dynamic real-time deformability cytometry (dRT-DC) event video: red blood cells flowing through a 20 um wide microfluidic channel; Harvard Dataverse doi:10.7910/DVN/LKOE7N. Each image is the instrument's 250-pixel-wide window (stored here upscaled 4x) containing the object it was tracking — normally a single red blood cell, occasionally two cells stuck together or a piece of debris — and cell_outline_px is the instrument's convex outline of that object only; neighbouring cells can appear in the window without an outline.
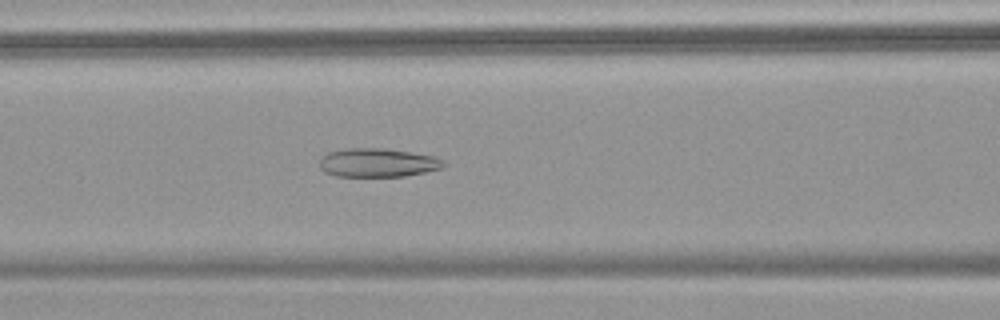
{"species": "common noctule bat (a hibernating species)", "species_latin": "Nyctalus noctula", "temperature_condition": "warm", "stored_images_in_passage": 54, "camera_frame_rate_fps": 3000, "um_per_image_px": 0.085, "animal": {"sex": "female", "body_mass_g": 18.4}, "frame": {"image": 1, "passage_image": 24, "time_ms": 7.667, "image_size_px": [1000, 320], "cell_outline_px": [[448, 164], [440, 168], [424, 172], [404, 176], [336, 176], [324, 172], [320, 168], [320, 160], [328, 152], [344, 148], [384, 148], [432, 156], [444, 160]], "centroid_in_image_um": [32.08, 13.82], "position_along_channel_um": 134.5, "area_um2": 20.63}}
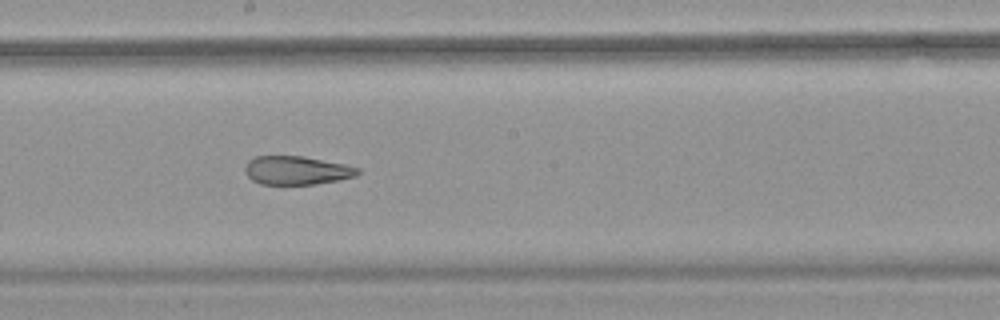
{"frame": {"image": 2, "passage_image": 31, "time_ms": 10.0, "image_size_px": [1000, 320], "cell_outline_px": [[360, 172], [356, 176], [316, 184], [260, 184], [252, 180], [244, 172], [244, 164], [248, 160], [256, 156], [304, 156], [344, 164], [360, 168]], "centroid_in_image_um": [25.18, 14.47], "position_along_channel_um": 223.0, "area_um2": 18.84}}
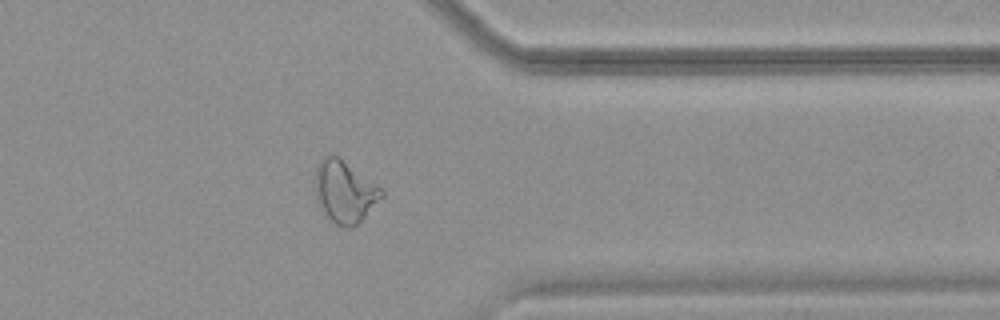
{"frame": {"image": 3, "passage_image": 44, "time_ms": 14.333, "image_size_px": [1000, 320], "cell_outline_px": [[384, 196], [352, 228], [348, 228], [336, 224], [328, 216], [316, 192], [316, 164], [328, 152], [336, 156], [380, 188], [384, 192]], "centroid_in_image_um": [29.3, 16.27], "position_along_channel_um": 382.1, "area_um2": 22.83}, "authors_computed_cell_mechanics": {"area_um2": 25.1719, "velocity_mm_per_s": 3.8081, "shape_relaxation_time_tau1_ms": null, "shape_relaxation_time_tau2_ms": 2.151, "deformation_change_tau1": null, "deformation_change_tau2": 0.1128}}